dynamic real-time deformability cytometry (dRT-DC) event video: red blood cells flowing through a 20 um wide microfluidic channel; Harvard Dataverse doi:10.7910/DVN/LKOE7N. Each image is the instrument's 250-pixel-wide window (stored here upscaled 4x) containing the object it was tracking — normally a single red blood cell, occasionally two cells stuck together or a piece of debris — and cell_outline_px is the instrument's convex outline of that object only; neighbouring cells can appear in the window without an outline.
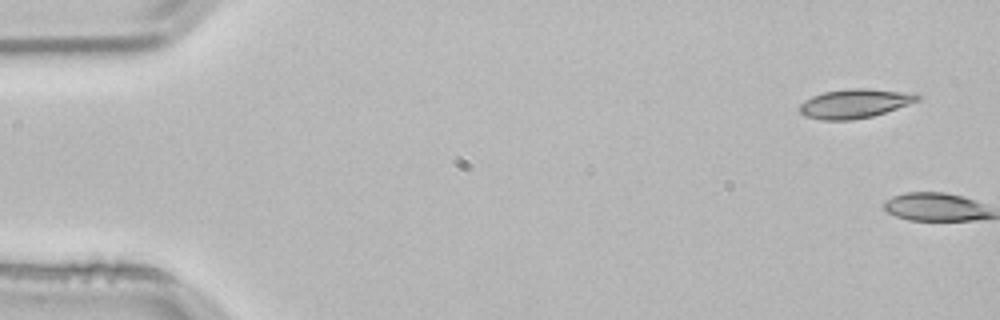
{"species": "common noctule bat (a hibernating species)", "species_latin": "Nyctalus noctula", "temperature_condition": "room temperature", "stored_images_in_passage": 5, "camera_frame_rate_fps": 3000, "um_per_image_px": 0.085, "animal": {"sex": "male", "body_mass_g": 21.5, "forearm_length_mm": 52.0}, "frame": {"image": 1, "passage_image": 1, "time_ms": 0.0, "image_size_px": [1000, 320], "cell_outline_px": [[920, 100], [872, 116], [852, 120], [820, 120], [804, 116], [800, 112], [800, 104], [804, 100], [812, 96], [824, 92], [848, 88], [868, 88], [916, 92], [920, 96]], "centroid_in_image_um": [72.66, 8.78], "position_along_channel_um": 12.3, "area_um2": 20.17}}
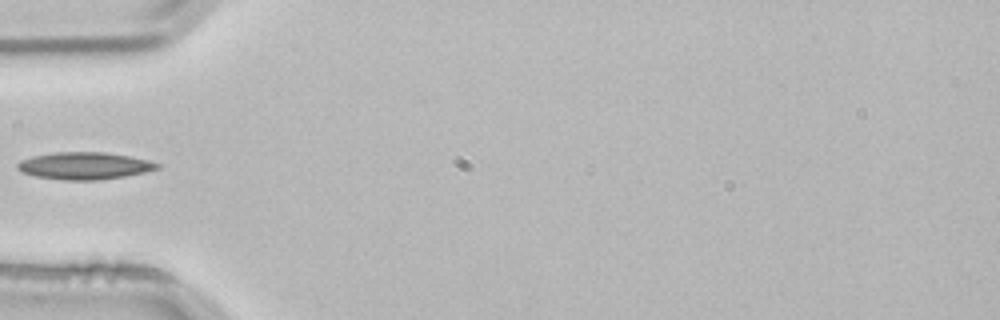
{"frame": {"image": 2, "passage_image": 5, "time_ms": 1.333, "image_size_px": [1000, 320], "cell_outline_px": [[160, 168], [144, 172], [124, 176], [100, 180], [64, 180], [36, 176], [24, 172], [16, 168], [16, 164], [20, 160], [32, 156], [56, 152], [104, 152], [128, 156], [148, 160], [160, 164]], "centroid_in_image_um": [7.17, 14.09], "position_along_channel_um": 77.8, "area_um2": 22.02}}